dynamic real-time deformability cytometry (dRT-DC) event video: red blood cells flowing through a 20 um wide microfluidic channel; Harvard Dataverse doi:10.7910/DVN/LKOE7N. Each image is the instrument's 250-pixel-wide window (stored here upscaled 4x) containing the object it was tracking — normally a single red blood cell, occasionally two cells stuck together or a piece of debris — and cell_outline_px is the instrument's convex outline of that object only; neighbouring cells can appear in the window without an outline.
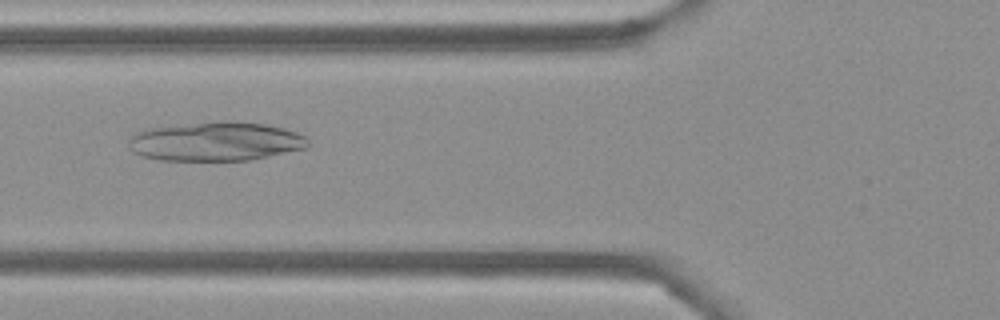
{"species": "Egyptian fruit bat (a non-hibernating species)", "species_latin": "Rousettus aegyptiacus", "temperature_condition": "cold", "stored_images_in_passage": 33, "camera_frame_rate_fps": 3000, "um_per_image_px": 0.085, "frame": {"image": 1, "passage_image": 5, "time_ms": 1.333, "image_size_px": [1000, 320], "cell_outline_px": [[308, 148], [248, 160], [160, 160], [144, 156], [132, 152], [128, 144], [128, 140], [136, 132], [144, 128], [176, 124], [220, 120], [228, 120], [264, 124], [284, 128], [296, 132], [304, 136], [308, 140]], "centroid_in_image_um": [18.3, 12.0], "position_along_channel_um": 107.5, "area_um2": 41.21}}
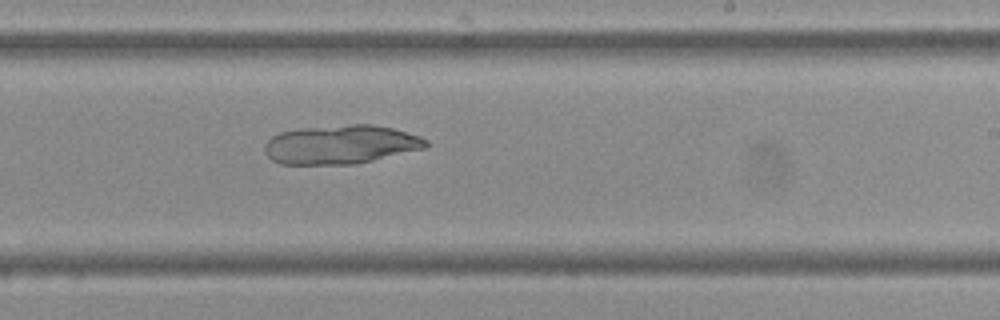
{"frame": {"image": 2, "passage_image": 17, "time_ms": 5.333, "image_size_px": [1000, 320], "cell_outline_px": [[428, 148], [356, 164], [280, 164], [272, 160], [264, 152], [264, 144], [272, 136], [280, 132], [300, 128], [352, 124], [372, 124], [392, 128], [420, 136], [428, 140]], "centroid_in_image_um": [28.98, 12.28], "position_along_channel_um": 260.0, "area_um2": 36.82}}
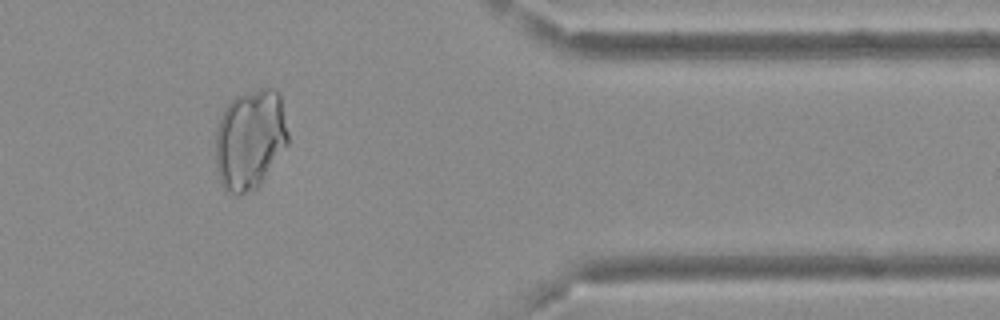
{"frame": {"image": 3, "passage_image": 29, "time_ms": 9.333, "image_size_px": [1000, 320], "cell_outline_px": [[288, 144], [260, 184], [256, 188], [240, 196], [236, 196], [228, 192], [224, 188], [216, 172], [216, 128], [220, 116], [224, 108], [236, 96], [268, 84], [276, 88], [280, 92], [288, 132]], "centroid_in_image_um": [21.26, 11.81], "position_along_channel_um": 390.1, "area_um2": 43.06}}